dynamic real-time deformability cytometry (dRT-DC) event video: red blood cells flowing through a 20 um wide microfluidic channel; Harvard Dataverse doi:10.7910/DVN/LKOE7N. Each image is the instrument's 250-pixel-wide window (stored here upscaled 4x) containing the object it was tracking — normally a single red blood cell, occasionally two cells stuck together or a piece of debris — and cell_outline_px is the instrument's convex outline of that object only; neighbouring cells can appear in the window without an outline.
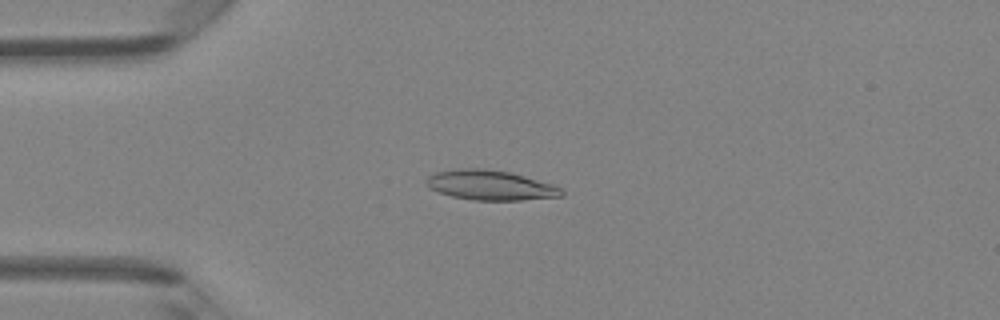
{"species": "Egyptian fruit bat (a non-hibernating species)", "species_latin": "Rousettus aegyptiacus", "temperature_condition": "room temperature", "stored_images_in_passage": 47, "camera_frame_rate_fps": 3000, "um_per_image_px": 0.085, "animal": {"sex": "female"}, "frame": {"image": 1, "passage_image": 12, "time_ms": 3.667, "image_size_px": [1000, 320], "cell_outline_px": [[564, 196], [520, 200], [476, 200], [452, 196], [428, 188], [424, 184], [428, 176], [436, 172], [456, 168], [480, 168], [512, 172], [556, 184], [564, 192]], "centroid_in_image_um": [41.71, 15.73], "position_along_channel_um": 43.3, "area_um2": 23.81}}
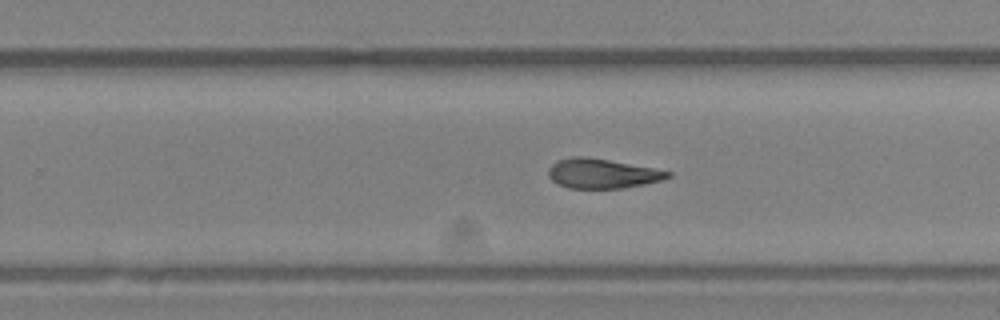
{"frame": {"image": 2, "passage_image": 30, "time_ms": 9.667, "image_size_px": [1000, 320], "cell_outline_px": [[672, 176], [664, 180], [644, 184], [620, 188], [568, 188], [556, 184], [548, 176], [548, 168], [556, 160], [572, 156], [584, 156], [608, 160], [652, 168], [672, 172]], "centroid_in_image_um": [51.15, 14.75], "position_along_channel_um": 278.7, "area_um2": 20.63}}
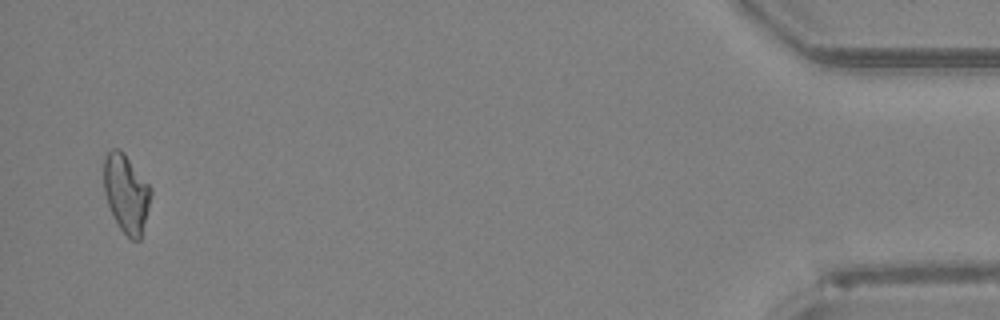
{"frame": {"image": 3, "passage_image": 46, "time_ms": 15.0, "image_size_px": [1000, 320], "cell_outline_px": [[152, 192], [140, 240], [132, 240], [120, 228], [108, 204], [104, 192], [104, 156], [112, 148], [120, 148], [124, 152], [152, 188]], "centroid_in_image_um": [10.73, 16.39], "position_along_channel_um": 424.5, "area_um2": 21.27}, "authors_computed_cell_mechanics": {"area_um2": 21.7328, "velocity_mm_per_s": 4.2927, "shape_relaxation_time_tau1_ms": 3.7365, "shape_relaxation_time_tau2_ms": 3.5379, "deformation_change_tau1": 0.15, "deformation_change_tau2": 0.1327}}